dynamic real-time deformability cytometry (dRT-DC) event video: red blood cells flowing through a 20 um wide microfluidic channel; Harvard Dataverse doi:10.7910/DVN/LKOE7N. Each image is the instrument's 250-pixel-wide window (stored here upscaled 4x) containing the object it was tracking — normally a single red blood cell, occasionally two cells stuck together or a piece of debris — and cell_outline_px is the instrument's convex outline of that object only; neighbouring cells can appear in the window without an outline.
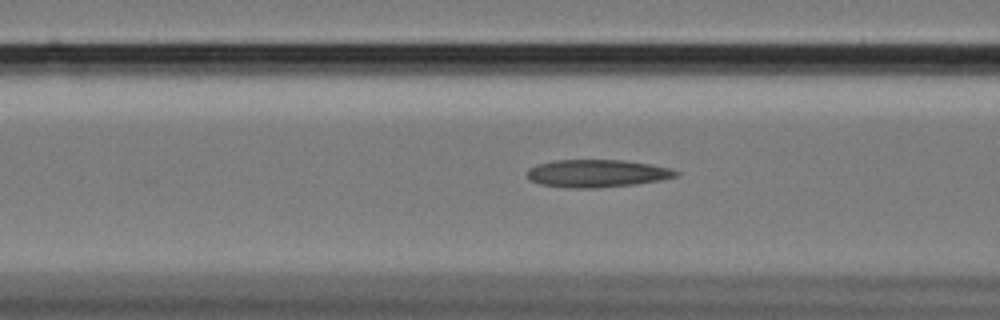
{"species": "Egyptian fruit bat (a non-hibernating species)", "species_latin": "Rousettus aegyptiacus", "temperature_condition": "cold", "stored_images_in_passage": 57, "camera_frame_rate_fps": 3000, "um_per_image_px": 0.085, "animal": {"sex": "female"}, "frame": {"image": 1, "passage_image": 22, "time_ms": 7.0, "image_size_px": [1000, 320], "cell_outline_px": [[680, 172], [676, 176], [660, 180], [636, 184], [596, 188], [568, 188], [540, 184], [532, 180], [528, 176], [528, 168], [536, 164], [556, 160], [624, 160], [648, 164], [668, 168]], "centroid_in_image_um": [50.72, 14.74], "position_along_channel_um": 115.9, "area_um2": 23.81}}
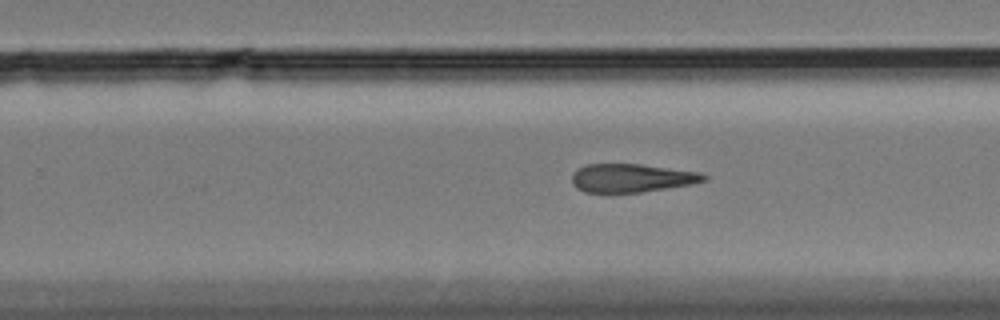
{"frame": {"image": 2, "passage_image": 36, "time_ms": 11.667, "image_size_px": [1000, 320], "cell_outline_px": [[708, 180], [692, 184], [640, 192], [584, 192], [576, 188], [572, 184], [572, 172], [576, 168], [584, 164], [640, 164], [700, 172], [708, 176]], "centroid_in_image_um": [53.66, 15.12], "position_along_channel_um": 276.1, "area_um2": 21.96}}
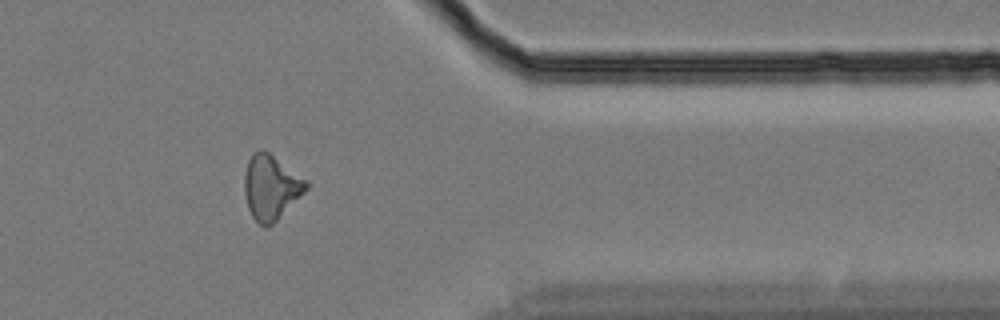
{"frame": {"image": 3, "passage_image": 47, "time_ms": 15.333, "image_size_px": [1000, 320], "cell_outline_px": [[312, 184], [272, 224], [264, 228], [252, 216], [248, 208], [244, 192], [244, 176], [248, 160], [252, 152], [260, 148], [268, 152], [308, 180]], "centroid_in_image_um": [23.03, 15.89], "position_along_channel_um": 388.4, "area_um2": 23.24}, "authors_computed_cell_mechanics": {"area_um2": 23.2356, "velocity_mm_per_s": 3.4321, "shape_relaxation_time_tau1_ms": null, "shape_relaxation_time_tau2_ms": 10.052, "deformation_change_tau1": null, "deformation_change_tau2": 0.2222}}